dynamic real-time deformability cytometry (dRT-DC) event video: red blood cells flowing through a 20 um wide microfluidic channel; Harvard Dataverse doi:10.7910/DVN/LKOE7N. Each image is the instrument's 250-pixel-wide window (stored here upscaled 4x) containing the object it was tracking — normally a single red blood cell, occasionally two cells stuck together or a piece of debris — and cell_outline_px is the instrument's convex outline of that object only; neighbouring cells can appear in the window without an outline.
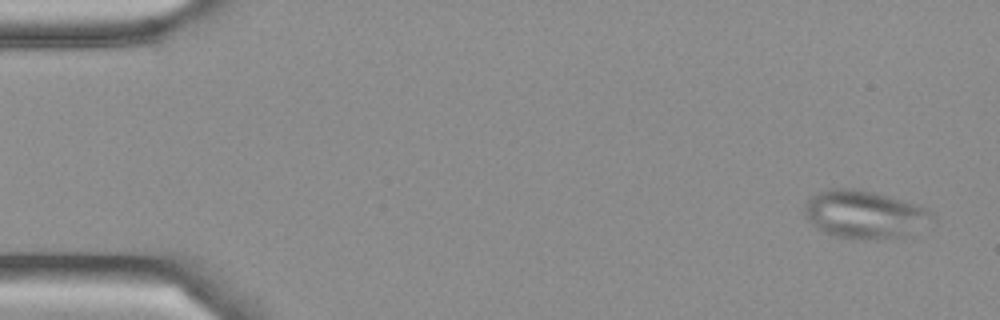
{"species": "Egyptian fruit bat (a non-hibernating species)", "species_latin": "Rousettus aegyptiacus", "temperature_condition": "cold", "stored_images_in_passage": 5, "camera_frame_rate_fps": 3000, "um_per_image_px": 0.085, "frame": {"image": 1, "passage_image": 1, "time_ms": 0.0, "image_size_px": [1000, 320], "cell_outline_px": [[936, 220], [904, 236], [876, 240], [864, 240], [832, 236], [824, 232], [808, 220], [804, 212], [804, 204], [816, 192], [828, 188], [860, 188], [920, 204], [928, 208], [936, 216]], "centroid_in_image_um": [73.52, 18.21], "position_along_channel_um": 11.5, "area_um2": 36.36}}